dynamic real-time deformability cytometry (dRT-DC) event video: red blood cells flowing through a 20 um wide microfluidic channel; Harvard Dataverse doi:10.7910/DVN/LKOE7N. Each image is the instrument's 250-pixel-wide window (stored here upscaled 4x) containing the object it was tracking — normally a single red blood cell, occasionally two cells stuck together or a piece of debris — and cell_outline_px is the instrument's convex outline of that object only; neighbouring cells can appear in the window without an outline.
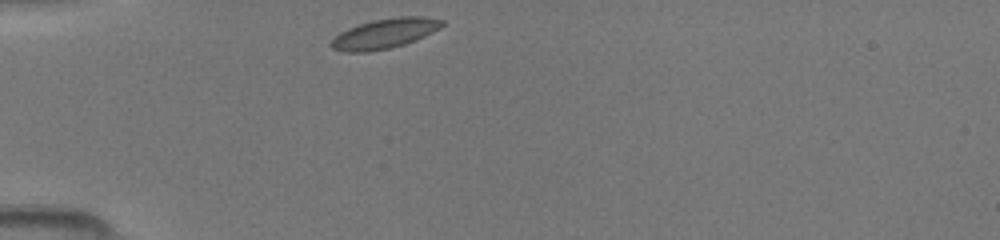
{"species": "common noctule bat (a hibernating species)", "species_latin": "Nyctalus noctula", "temperature_condition": "room temperature", "stored_images_in_passage": 31, "camera_frame_rate_fps": 3000, "um_per_image_px": 0.085, "animal": {"sex": "female", "body_mass_g": 19.5, "forearm_length_mm": 54.1}, "frame": {"image": 1, "passage_image": 1, "time_ms": 0.0, "image_size_px": [1000, 240], "cell_outline_px": [[444, 24], [440, 28], [424, 36], [404, 44], [388, 48], [368, 52], [344, 52], [332, 48], [328, 44], [340, 32], [348, 28], [372, 20], [400, 16], [424, 16], [444, 20]], "centroid_in_image_um": [32.69, 2.84], "position_along_channel_um": 52.3, "area_um2": 19.25}}
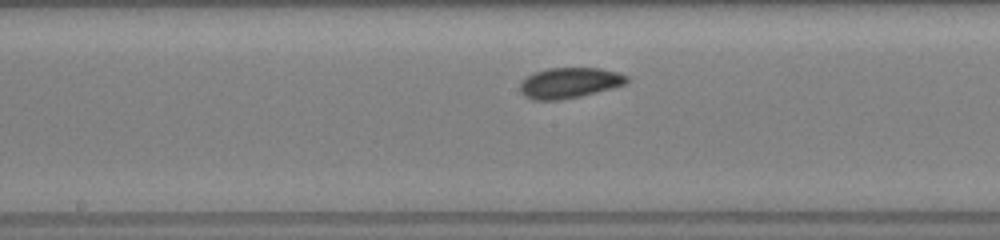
{"frame": {"image": 2, "passage_image": 13, "time_ms": 4.0, "image_size_px": [1000, 240], "cell_outline_px": [[628, 80], [624, 84], [612, 88], [580, 96], [560, 100], [532, 100], [524, 96], [520, 92], [520, 84], [528, 76], [536, 72], [548, 68], [600, 68], [620, 72], [628, 76]], "centroid_in_image_um": [48.41, 7.04], "position_along_channel_um": 199.8, "area_um2": 18.96}}
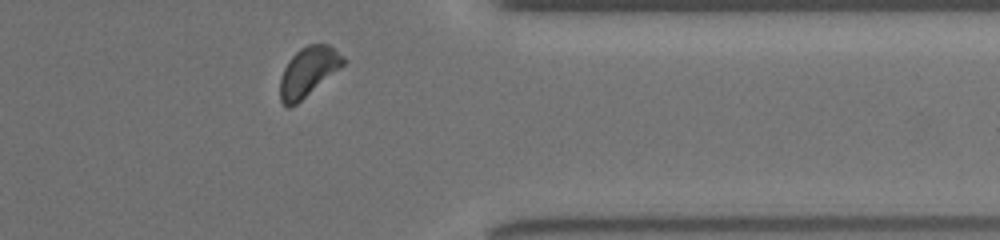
{"frame": {"image": 3, "passage_image": 27, "time_ms": 8.667, "image_size_px": [1000, 240], "cell_outline_px": [[348, 60], [340, 68], [296, 104], [288, 108], [280, 100], [280, 76], [288, 60], [300, 48], [308, 44], [328, 44], [344, 56]], "centroid_in_image_um": [26.2, 6.07], "position_along_channel_um": 385.2, "area_um2": 18.09}}